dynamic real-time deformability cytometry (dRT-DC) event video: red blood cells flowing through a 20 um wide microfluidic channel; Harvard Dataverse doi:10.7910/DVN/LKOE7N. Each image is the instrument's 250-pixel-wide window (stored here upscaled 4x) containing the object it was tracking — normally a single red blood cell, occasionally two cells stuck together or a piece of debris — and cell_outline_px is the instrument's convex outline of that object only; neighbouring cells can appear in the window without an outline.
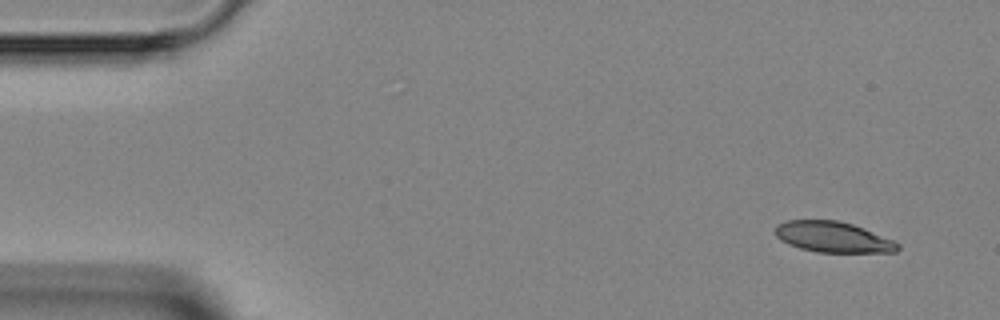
{"species": "Egyptian fruit bat (a non-hibernating species)", "species_latin": "Rousettus aegyptiacus", "temperature_condition": "room temperature", "stored_images_in_passage": 4, "camera_frame_rate_fps": 3000, "um_per_image_px": 0.085, "animal": {"sex": "female"}, "frame": {"image": 1, "passage_image": 1, "time_ms": 0.0, "image_size_px": [1000, 320], "cell_outline_px": [[900, 248], [896, 252], [816, 252], [800, 248], [788, 244], [780, 240], [776, 236], [776, 224], [788, 220], [840, 220], [864, 228], [892, 240], [900, 244]], "centroid_in_image_um": [70.79, 20.14], "position_along_channel_um": 14.2, "area_um2": 21.91}}
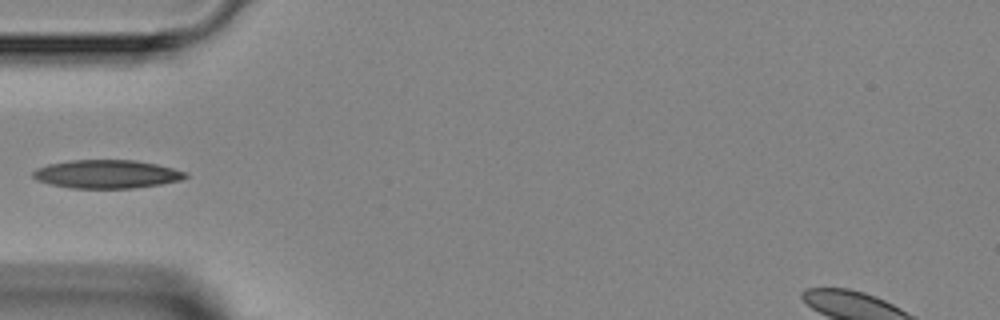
{"frame": {"image": 2, "passage_image": 3, "time_ms": 4.0, "image_size_px": [1000, 320], "cell_outline_px": [[188, 176], [180, 180], [160, 184], [132, 188], [72, 188], [48, 184], [36, 180], [32, 176], [32, 172], [36, 168], [48, 164], [72, 160], [136, 160], [156, 164], [188, 172]], "centroid_in_image_um": [9.05, 14.8], "position_along_channel_um": 76.0, "area_um2": 25.26}}
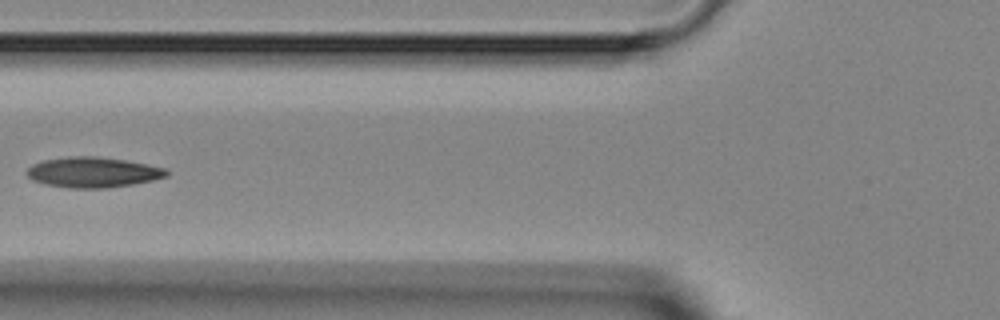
{"frame": {"image": 3, "passage_image": 4, "time_ms": 5.0, "image_size_px": [1000, 320], "cell_outline_px": [[168, 176], [152, 180], [132, 184], [108, 188], [68, 188], [44, 184], [32, 180], [28, 176], [28, 168], [32, 164], [44, 160], [68, 156], [96, 156], [124, 160], [168, 168]], "centroid_in_image_um": [7.9, 14.64], "position_along_channel_um": 117.9, "area_um2": 24.74}}